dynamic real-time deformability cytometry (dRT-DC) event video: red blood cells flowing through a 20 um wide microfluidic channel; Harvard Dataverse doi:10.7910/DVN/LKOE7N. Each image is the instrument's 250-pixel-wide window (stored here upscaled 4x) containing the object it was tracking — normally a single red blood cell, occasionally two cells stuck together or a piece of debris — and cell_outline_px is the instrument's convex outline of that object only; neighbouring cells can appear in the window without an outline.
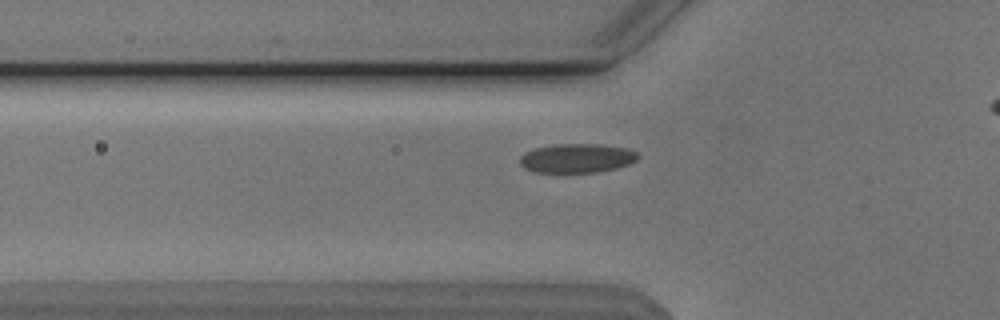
{"species": "Egyptian fruit bat (a non-hibernating species)", "species_latin": "Rousettus aegyptiacus", "temperature_condition": "cold", "stored_images_in_passage": 42, "camera_frame_rate_fps": 3000, "um_per_image_px": 0.085, "animal": {"sex": "male"}, "frame": {"image": 1, "passage_image": 13, "time_ms": 4.0, "image_size_px": [1000, 320], "cell_outline_px": [[640, 156], [636, 160], [628, 164], [616, 168], [596, 172], [556, 176], [532, 172], [524, 168], [520, 164], [520, 156], [524, 152], [532, 148], [552, 144], [596, 144], [624, 148], [636, 152]], "centroid_in_image_um": [48.91, 13.5], "position_along_channel_um": 76.9, "area_um2": 20.98}}
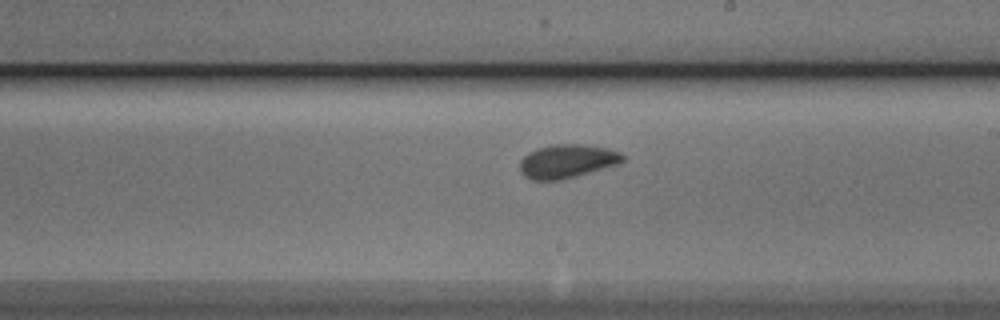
{"frame": {"image": 2, "passage_image": 26, "time_ms": 8.333, "image_size_px": [1000, 320], "cell_outline_px": [[624, 160], [616, 164], [576, 176], [560, 180], [532, 180], [524, 176], [520, 172], [520, 160], [528, 152], [536, 148], [552, 144], [584, 144], [608, 148], [620, 152], [624, 156]], "centroid_in_image_um": [48.16, 13.69], "position_along_channel_um": 240.8, "area_um2": 20.17}}
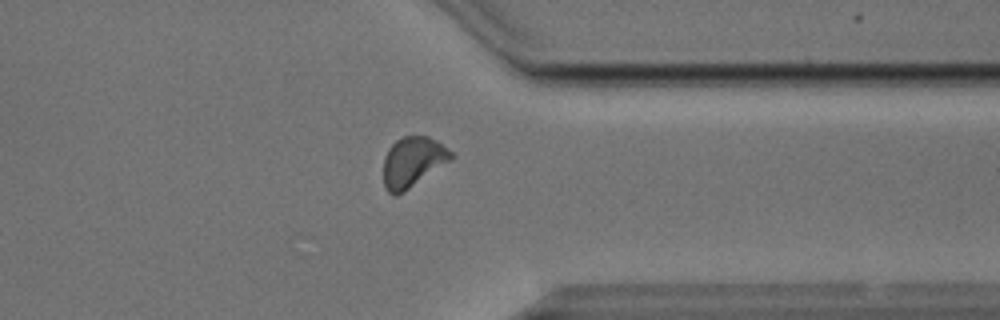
{"frame": {"image": 3, "passage_image": 37, "time_ms": 12.0, "image_size_px": [1000, 320], "cell_outline_px": [[456, 156], [452, 160], [404, 192], [396, 196], [392, 196], [384, 188], [384, 156], [388, 148], [396, 140], [404, 136], [428, 136], [436, 140], [452, 152]], "centroid_in_image_um": [35.08, 13.78], "position_along_channel_um": 376.3, "area_um2": 20.0}}